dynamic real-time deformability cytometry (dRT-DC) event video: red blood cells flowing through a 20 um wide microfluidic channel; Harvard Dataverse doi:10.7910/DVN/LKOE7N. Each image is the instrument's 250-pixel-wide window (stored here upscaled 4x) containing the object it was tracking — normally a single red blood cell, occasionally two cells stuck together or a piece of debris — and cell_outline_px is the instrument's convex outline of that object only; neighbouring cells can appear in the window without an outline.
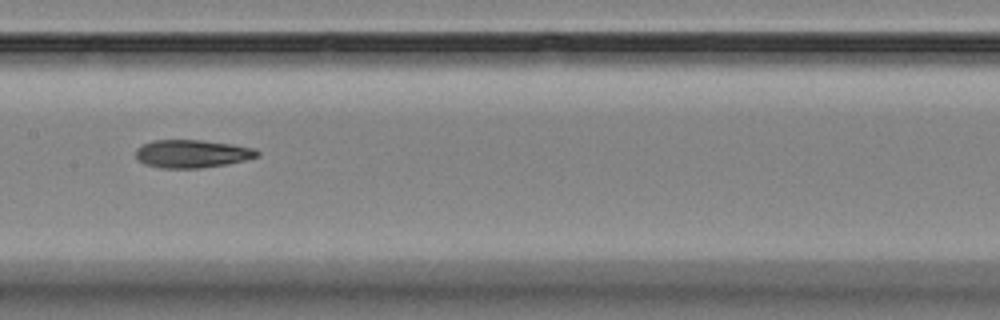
{"species": "Egyptian fruit bat (a non-hibernating species)", "species_latin": "Rousettus aegyptiacus", "temperature_condition": "room temperature", "stored_images_in_passage": 16, "camera_frame_rate_fps": 3000, "um_per_image_px": 0.085, "animal": {"sex": "female"}, "frame": {"image": 1, "passage_image": 8, "time_ms": 8.667, "image_size_px": [1000, 320], "cell_outline_px": [[260, 156], [228, 164], [200, 168], [160, 168], [144, 164], [136, 156], [136, 148], [152, 140], [204, 140], [232, 144], [256, 148], [260, 152]], "centroid_in_image_um": [16.36, 13.06], "position_along_channel_um": 191.0, "area_um2": 19.94}}
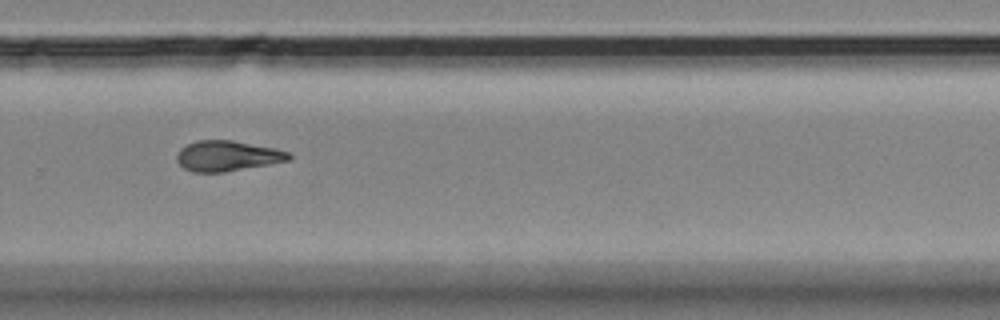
{"frame": {"image": 2, "passage_image": 11, "time_ms": 12.0, "image_size_px": [1000, 320], "cell_outline_px": [[292, 160], [224, 172], [192, 172], [184, 168], [176, 160], [176, 156], [180, 148], [196, 140], [232, 140], [276, 148], [288, 152], [292, 156]], "centroid_in_image_um": [19.33, 13.25], "position_along_channel_um": 310.5, "area_um2": 19.94}}
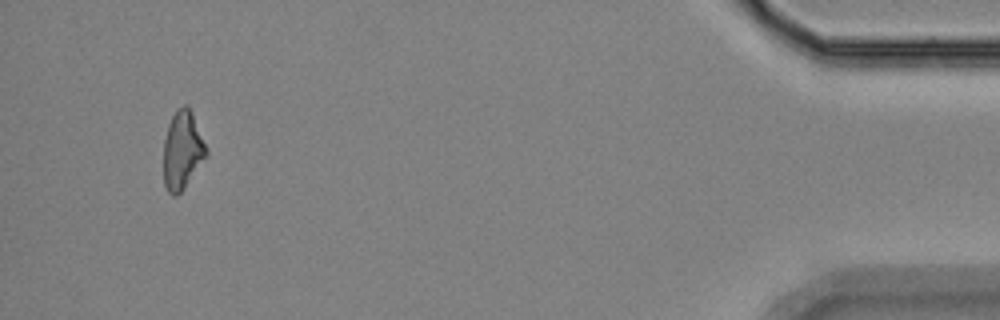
{"frame": {"image": 3, "passage_image": 15, "time_ms": 17.0, "image_size_px": [1000, 320], "cell_outline_px": [[208, 156], [184, 188], [176, 196], [172, 196], [168, 192], [164, 184], [164, 140], [168, 124], [176, 108], [184, 104], [192, 112], [208, 148]], "centroid_in_image_um": [15.52, 12.77], "position_along_channel_um": 419.7, "area_um2": 19.71}, "authors_computed_cell_mechanics": {"area_um2": 20.0277, "velocity_mm_per_s": 3.606, "shape_relaxation_time_tau1_ms": 8.9172, "shape_relaxation_time_tau2_ms": 4.1417, "deformation_change_tau1": 0.197, "deformation_change_tau2": 0.1052}}